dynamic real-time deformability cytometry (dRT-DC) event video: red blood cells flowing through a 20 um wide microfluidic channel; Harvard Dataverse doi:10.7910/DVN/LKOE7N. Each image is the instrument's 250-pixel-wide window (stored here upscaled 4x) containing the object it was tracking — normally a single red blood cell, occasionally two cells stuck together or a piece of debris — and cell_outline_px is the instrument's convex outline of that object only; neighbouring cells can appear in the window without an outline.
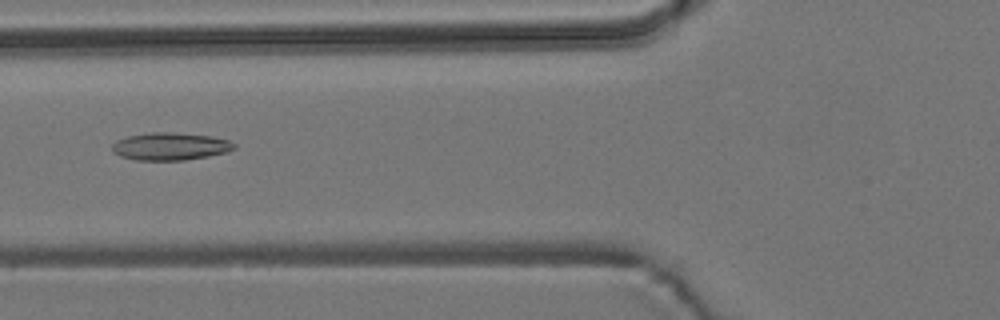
{"species": "common noctule bat (a hibernating species)", "species_latin": "Nyctalus noctula", "temperature_condition": "room temperature", "stored_images_in_passage": 6, "camera_frame_rate_fps": 3000, "um_per_image_px": 0.085, "animal": {"sex": "male", "body_mass_g": 19.2, "forearm_length_mm": 51.8}, "frame": {"image": 1, "passage_image": 6, "time_ms": 6.0, "image_size_px": [1000, 320], "cell_outline_px": [[236, 148], [224, 152], [208, 156], [184, 160], [136, 160], [120, 156], [112, 152], [112, 144], [116, 140], [128, 136], [152, 132], [172, 132], [212, 136], [228, 140], [236, 144]], "centroid_in_image_um": [14.45, 12.44], "position_along_channel_um": 111.4, "area_um2": 19.59}}